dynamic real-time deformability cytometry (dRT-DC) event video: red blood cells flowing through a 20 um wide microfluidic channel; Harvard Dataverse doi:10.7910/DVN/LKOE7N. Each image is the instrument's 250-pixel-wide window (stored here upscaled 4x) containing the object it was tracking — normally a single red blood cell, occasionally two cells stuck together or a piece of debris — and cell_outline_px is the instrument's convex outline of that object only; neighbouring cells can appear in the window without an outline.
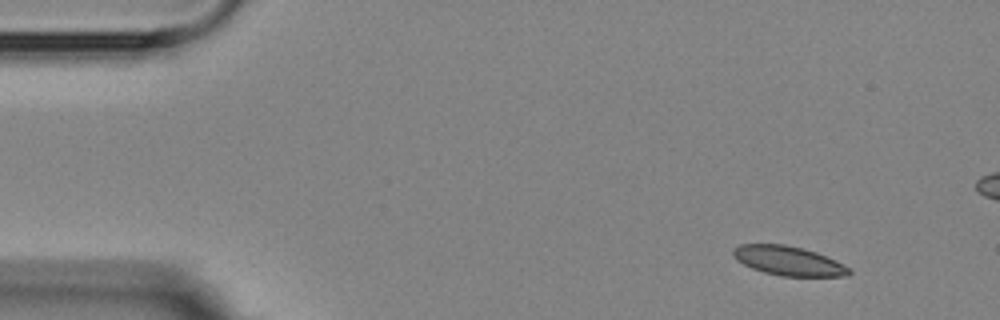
{"species": "Egyptian fruit bat (a non-hibernating species)", "species_latin": "Rousettus aegyptiacus", "temperature_condition": "room temperature", "stored_images_in_passage": 5, "camera_frame_rate_fps": 3000, "um_per_image_px": 0.085, "animal": {"sex": "female"}, "frame": {"image": 1, "passage_image": 1, "time_ms": 0.0, "image_size_px": [1000, 320], "cell_outline_px": [[852, 272], [848, 276], [780, 276], [764, 272], [752, 268], [736, 260], [732, 256], [732, 248], [740, 244], [784, 244], [804, 248], [816, 252], [852, 268]], "centroid_in_image_um": [67.0, 22.16], "position_along_channel_um": 18.0, "area_um2": 19.94}}